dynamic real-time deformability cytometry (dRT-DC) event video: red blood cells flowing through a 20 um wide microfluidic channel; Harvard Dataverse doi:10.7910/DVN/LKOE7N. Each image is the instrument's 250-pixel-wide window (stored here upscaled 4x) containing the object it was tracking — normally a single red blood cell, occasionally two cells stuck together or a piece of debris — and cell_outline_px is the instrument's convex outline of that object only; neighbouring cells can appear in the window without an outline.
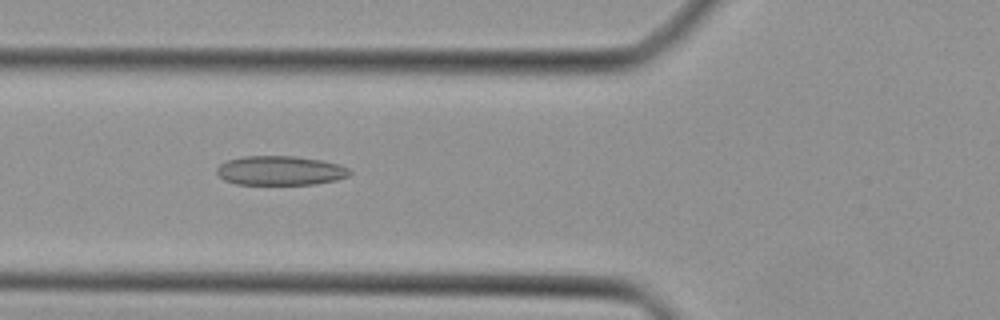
{"species": "Egyptian fruit bat (a non-hibernating species)", "species_latin": "Rousettus aegyptiacus", "temperature_condition": "cold", "stored_images_in_passage": 15, "camera_frame_rate_fps": 3000, "um_per_image_px": 0.085, "animal": {"sex": "female"}, "frame": {"image": 1, "passage_image": 5, "time_ms": 1.333, "image_size_px": [1000, 320], "cell_outline_px": [[352, 172], [348, 176], [336, 180], [316, 184], [236, 184], [224, 180], [216, 172], [216, 168], [220, 164], [228, 160], [244, 156], [296, 156], [324, 160], [340, 164], [348, 168]], "centroid_in_image_um": [23.85, 14.49], "position_along_channel_um": 102.0, "area_um2": 22.83}}
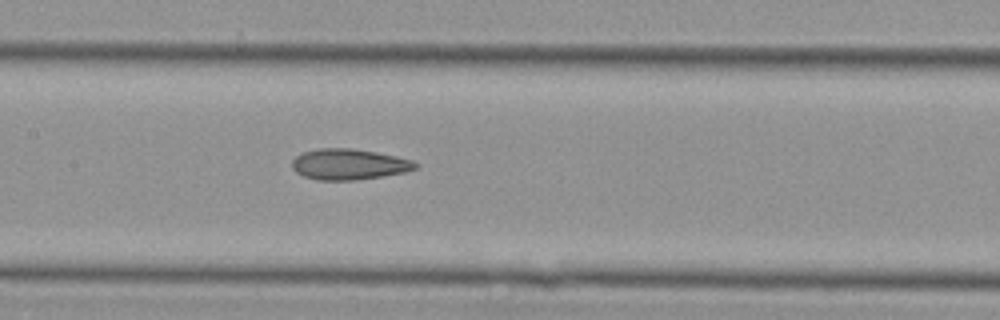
{"frame": {"image": 2, "passage_image": 10, "time_ms": 3.0, "image_size_px": [1000, 320], "cell_outline_px": [[420, 164], [416, 168], [408, 172], [356, 180], [320, 180], [304, 176], [296, 172], [292, 168], [292, 160], [300, 152], [320, 148], [352, 148], [376, 152], [396, 156], [412, 160]], "centroid_in_image_um": [29.67, 13.96], "position_along_channel_um": 177.7, "area_um2": 22.31}}
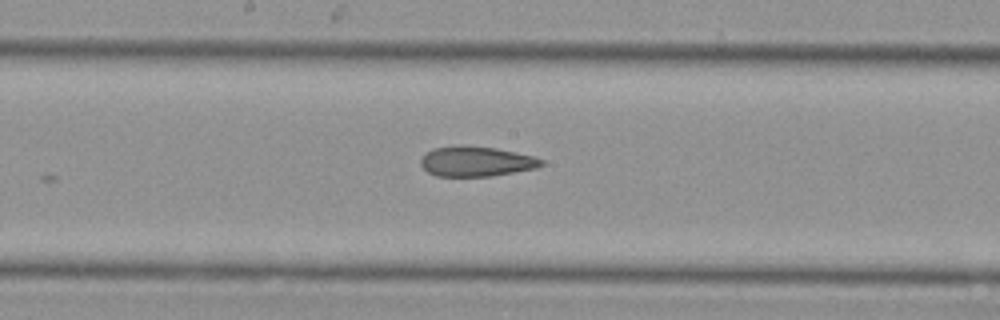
{"frame": {"image": 3, "passage_image": 12, "time_ms": 3.667, "image_size_px": [1000, 320], "cell_outline_px": [[544, 164], [536, 168], [492, 176], [436, 176], [428, 172], [420, 164], [420, 160], [432, 148], [460, 144], [464, 144], [496, 148], [532, 156], [544, 160]], "centroid_in_image_um": [40.46, 13.71], "position_along_channel_um": 207.7, "area_um2": 21.21}}